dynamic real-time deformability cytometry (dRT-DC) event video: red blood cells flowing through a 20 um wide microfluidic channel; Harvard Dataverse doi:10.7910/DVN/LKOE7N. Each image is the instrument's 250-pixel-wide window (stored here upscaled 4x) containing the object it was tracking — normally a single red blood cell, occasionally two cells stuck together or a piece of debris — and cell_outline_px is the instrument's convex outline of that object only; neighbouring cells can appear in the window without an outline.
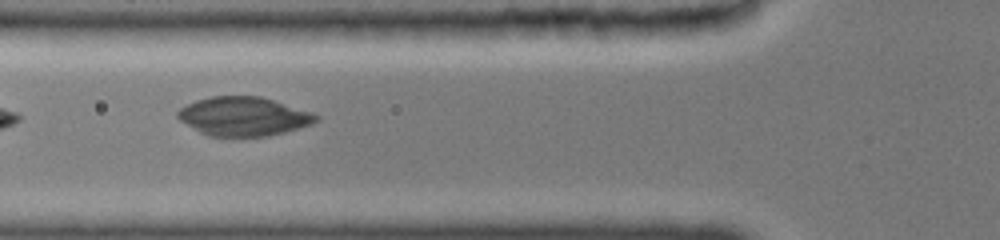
{"species": "common noctule bat (a hibernating species)", "species_latin": "Nyctalus noctula", "temperature_condition": "cold", "stored_images_in_passage": 33, "camera_frame_rate_fps": 3000, "um_per_image_px": 0.085, "animal": {"sex": "female", "body_mass_g": 19.0, "forearm_length_mm": 51.5}, "frame": {"image": 1, "passage_image": 6, "time_ms": 1.667, "image_size_px": [1000, 240], "cell_outline_px": [[320, 120], [312, 124], [284, 132], [268, 136], [212, 136], [200, 132], [180, 120], [176, 116], [176, 112], [180, 108], [196, 100], [212, 96], [260, 96], [312, 112], [320, 116]], "centroid_in_image_um": [20.72, 9.89], "position_along_channel_um": 105.1, "area_um2": 31.21}}
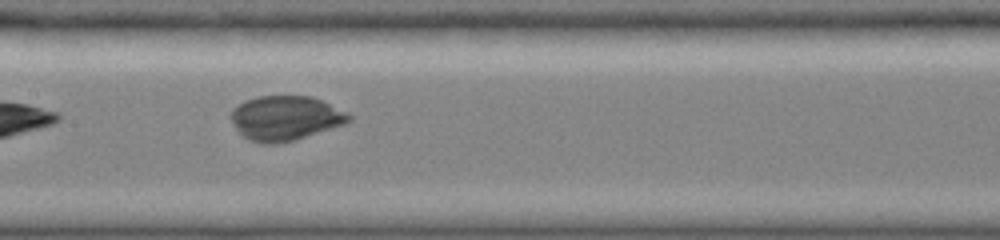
{"frame": {"image": 2, "passage_image": 12, "time_ms": 3.667, "image_size_px": [1000, 240], "cell_outline_px": [[352, 120], [344, 124], [292, 140], [276, 144], [264, 144], [252, 140], [244, 136], [240, 132], [232, 120], [232, 108], [244, 100], [256, 96], [312, 96], [348, 112], [352, 116]], "centroid_in_image_um": [24.27, 10.01], "position_along_channel_um": 183.1, "area_um2": 30.29}}
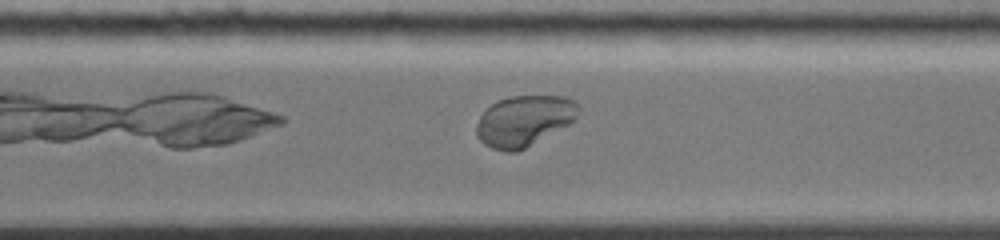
{"frame": {"image": 3, "passage_image": 23, "time_ms": 7.333, "image_size_px": [1000, 240], "cell_outline_px": [[580, 108], [572, 120], [568, 124], [524, 148], [516, 152], [508, 152], [492, 148], [484, 144], [476, 136], [476, 124], [480, 116], [492, 104], [508, 96], [564, 96], [576, 100], [580, 104]], "centroid_in_image_um": [44.53, 10.25], "position_along_channel_um": 326.1, "area_um2": 29.82}}